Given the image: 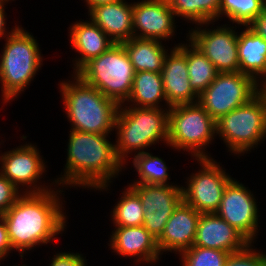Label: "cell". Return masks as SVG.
<instances>
[{
	"label": "cell",
	"mask_w": 266,
	"mask_h": 266,
	"mask_svg": "<svg viewBox=\"0 0 266 266\" xmlns=\"http://www.w3.org/2000/svg\"><path fill=\"white\" fill-rule=\"evenodd\" d=\"M63 190L55 186L46 192L22 193L2 214L12 248L22 260L27 251L57 241L56 237L65 232L68 217L64 212Z\"/></svg>",
	"instance_id": "cell-1"
},
{
	"label": "cell",
	"mask_w": 266,
	"mask_h": 266,
	"mask_svg": "<svg viewBox=\"0 0 266 266\" xmlns=\"http://www.w3.org/2000/svg\"><path fill=\"white\" fill-rule=\"evenodd\" d=\"M66 164L54 181L59 187L109 191L113 179L126 170L108 134L69 131ZM124 169V170H123ZM63 174V175H62Z\"/></svg>",
	"instance_id": "cell-2"
},
{
	"label": "cell",
	"mask_w": 266,
	"mask_h": 266,
	"mask_svg": "<svg viewBox=\"0 0 266 266\" xmlns=\"http://www.w3.org/2000/svg\"><path fill=\"white\" fill-rule=\"evenodd\" d=\"M71 75L58 84L70 130L112 135L120 105L78 75Z\"/></svg>",
	"instance_id": "cell-3"
},
{
	"label": "cell",
	"mask_w": 266,
	"mask_h": 266,
	"mask_svg": "<svg viewBox=\"0 0 266 266\" xmlns=\"http://www.w3.org/2000/svg\"><path fill=\"white\" fill-rule=\"evenodd\" d=\"M168 127L169 108L120 106L115 120L114 144L116 155L125 168L129 154L144 153L145 149L161 142L167 145Z\"/></svg>",
	"instance_id": "cell-4"
},
{
	"label": "cell",
	"mask_w": 266,
	"mask_h": 266,
	"mask_svg": "<svg viewBox=\"0 0 266 266\" xmlns=\"http://www.w3.org/2000/svg\"><path fill=\"white\" fill-rule=\"evenodd\" d=\"M0 55L1 103L7 105L25 92L43 66L39 42L19 25L5 39Z\"/></svg>",
	"instance_id": "cell-5"
},
{
	"label": "cell",
	"mask_w": 266,
	"mask_h": 266,
	"mask_svg": "<svg viewBox=\"0 0 266 266\" xmlns=\"http://www.w3.org/2000/svg\"><path fill=\"white\" fill-rule=\"evenodd\" d=\"M216 136L237 157L261 145L266 139V93L261 90L246 104L220 117Z\"/></svg>",
	"instance_id": "cell-6"
},
{
	"label": "cell",
	"mask_w": 266,
	"mask_h": 266,
	"mask_svg": "<svg viewBox=\"0 0 266 266\" xmlns=\"http://www.w3.org/2000/svg\"><path fill=\"white\" fill-rule=\"evenodd\" d=\"M214 138L216 121L198 102L169 108L167 147L191 153L194 159L212 158L206 150Z\"/></svg>",
	"instance_id": "cell-7"
},
{
	"label": "cell",
	"mask_w": 266,
	"mask_h": 266,
	"mask_svg": "<svg viewBox=\"0 0 266 266\" xmlns=\"http://www.w3.org/2000/svg\"><path fill=\"white\" fill-rule=\"evenodd\" d=\"M76 75L122 105L131 94L135 71L123 45L114 43L106 52L87 62Z\"/></svg>",
	"instance_id": "cell-8"
},
{
	"label": "cell",
	"mask_w": 266,
	"mask_h": 266,
	"mask_svg": "<svg viewBox=\"0 0 266 266\" xmlns=\"http://www.w3.org/2000/svg\"><path fill=\"white\" fill-rule=\"evenodd\" d=\"M262 90L252 77L241 72L218 73L199 95L198 103L217 121L235 108L246 104Z\"/></svg>",
	"instance_id": "cell-9"
},
{
	"label": "cell",
	"mask_w": 266,
	"mask_h": 266,
	"mask_svg": "<svg viewBox=\"0 0 266 266\" xmlns=\"http://www.w3.org/2000/svg\"><path fill=\"white\" fill-rule=\"evenodd\" d=\"M195 160L200 169L186 178L185 186L181 185L183 202L201 214L216 213L225 187L233 177L214 158Z\"/></svg>",
	"instance_id": "cell-10"
},
{
	"label": "cell",
	"mask_w": 266,
	"mask_h": 266,
	"mask_svg": "<svg viewBox=\"0 0 266 266\" xmlns=\"http://www.w3.org/2000/svg\"><path fill=\"white\" fill-rule=\"evenodd\" d=\"M213 23L191 27L186 38L212 62L219 73L239 72L237 26L218 24L213 27L216 24Z\"/></svg>",
	"instance_id": "cell-11"
},
{
	"label": "cell",
	"mask_w": 266,
	"mask_h": 266,
	"mask_svg": "<svg viewBox=\"0 0 266 266\" xmlns=\"http://www.w3.org/2000/svg\"><path fill=\"white\" fill-rule=\"evenodd\" d=\"M40 153L37 145L31 142L4 151V153H0V173L13 183L21 193L49 191L53 189L51 186L57 185L54 180L50 185L39 182L47 172L46 162Z\"/></svg>",
	"instance_id": "cell-12"
},
{
	"label": "cell",
	"mask_w": 266,
	"mask_h": 266,
	"mask_svg": "<svg viewBox=\"0 0 266 266\" xmlns=\"http://www.w3.org/2000/svg\"><path fill=\"white\" fill-rule=\"evenodd\" d=\"M248 188L232 178L225 187L216 214L239 231L250 243H254L260 230V208L255 195Z\"/></svg>",
	"instance_id": "cell-13"
},
{
	"label": "cell",
	"mask_w": 266,
	"mask_h": 266,
	"mask_svg": "<svg viewBox=\"0 0 266 266\" xmlns=\"http://www.w3.org/2000/svg\"><path fill=\"white\" fill-rule=\"evenodd\" d=\"M144 207L143 226L158 240L174 210L183 201L182 187L177 184H128Z\"/></svg>",
	"instance_id": "cell-14"
},
{
	"label": "cell",
	"mask_w": 266,
	"mask_h": 266,
	"mask_svg": "<svg viewBox=\"0 0 266 266\" xmlns=\"http://www.w3.org/2000/svg\"><path fill=\"white\" fill-rule=\"evenodd\" d=\"M174 12L167 0L133 2V37L170 41L176 35Z\"/></svg>",
	"instance_id": "cell-15"
},
{
	"label": "cell",
	"mask_w": 266,
	"mask_h": 266,
	"mask_svg": "<svg viewBox=\"0 0 266 266\" xmlns=\"http://www.w3.org/2000/svg\"><path fill=\"white\" fill-rule=\"evenodd\" d=\"M161 74L163 90L169 107L198 102L199 95L189 82L187 43L181 42L171 47L164 59Z\"/></svg>",
	"instance_id": "cell-16"
},
{
	"label": "cell",
	"mask_w": 266,
	"mask_h": 266,
	"mask_svg": "<svg viewBox=\"0 0 266 266\" xmlns=\"http://www.w3.org/2000/svg\"><path fill=\"white\" fill-rule=\"evenodd\" d=\"M111 231L108 246L120 257H132L134 264L155 265L162 256L156 238L142 226H114ZM160 259V260H159ZM139 262V263H138Z\"/></svg>",
	"instance_id": "cell-17"
},
{
	"label": "cell",
	"mask_w": 266,
	"mask_h": 266,
	"mask_svg": "<svg viewBox=\"0 0 266 266\" xmlns=\"http://www.w3.org/2000/svg\"><path fill=\"white\" fill-rule=\"evenodd\" d=\"M201 213L183 201L167 221L161 237L157 240L161 255L180 254L193 246Z\"/></svg>",
	"instance_id": "cell-18"
},
{
	"label": "cell",
	"mask_w": 266,
	"mask_h": 266,
	"mask_svg": "<svg viewBox=\"0 0 266 266\" xmlns=\"http://www.w3.org/2000/svg\"><path fill=\"white\" fill-rule=\"evenodd\" d=\"M250 242L216 213L201 214L193 246L229 253L244 249Z\"/></svg>",
	"instance_id": "cell-19"
},
{
	"label": "cell",
	"mask_w": 266,
	"mask_h": 266,
	"mask_svg": "<svg viewBox=\"0 0 266 266\" xmlns=\"http://www.w3.org/2000/svg\"><path fill=\"white\" fill-rule=\"evenodd\" d=\"M68 29L70 47L79 54H76V58L72 60V74H76L87 62L97 58L114 44L90 19L77 20Z\"/></svg>",
	"instance_id": "cell-20"
},
{
	"label": "cell",
	"mask_w": 266,
	"mask_h": 266,
	"mask_svg": "<svg viewBox=\"0 0 266 266\" xmlns=\"http://www.w3.org/2000/svg\"><path fill=\"white\" fill-rule=\"evenodd\" d=\"M87 13L88 18L115 44H121L133 37V2L118 0L94 6Z\"/></svg>",
	"instance_id": "cell-21"
},
{
	"label": "cell",
	"mask_w": 266,
	"mask_h": 266,
	"mask_svg": "<svg viewBox=\"0 0 266 266\" xmlns=\"http://www.w3.org/2000/svg\"><path fill=\"white\" fill-rule=\"evenodd\" d=\"M238 32L239 72L252 76L261 86L266 83V40L249 26Z\"/></svg>",
	"instance_id": "cell-22"
},
{
	"label": "cell",
	"mask_w": 266,
	"mask_h": 266,
	"mask_svg": "<svg viewBox=\"0 0 266 266\" xmlns=\"http://www.w3.org/2000/svg\"><path fill=\"white\" fill-rule=\"evenodd\" d=\"M120 106L170 108L163 90L162 74L150 71L135 72L131 94L126 103Z\"/></svg>",
	"instance_id": "cell-23"
},
{
	"label": "cell",
	"mask_w": 266,
	"mask_h": 266,
	"mask_svg": "<svg viewBox=\"0 0 266 266\" xmlns=\"http://www.w3.org/2000/svg\"><path fill=\"white\" fill-rule=\"evenodd\" d=\"M121 44L126 50L135 72H162L164 59L170 50L166 49L163 42L132 37Z\"/></svg>",
	"instance_id": "cell-24"
},
{
	"label": "cell",
	"mask_w": 266,
	"mask_h": 266,
	"mask_svg": "<svg viewBox=\"0 0 266 266\" xmlns=\"http://www.w3.org/2000/svg\"><path fill=\"white\" fill-rule=\"evenodd\" d=\"M175 17L192 25L219 20L221 0H167Z\"/></svg>",
	"instance_id": "cell-25"
},
{
	"label": "cell",
	"mask_w": 266,
	"mask_h": 266,
	"mask_svg": "<svg viewBox=\"0 0 266 266\" xmlns=\"http://www.w3.org/2000/svg\"><path fill=\"white\" fill-rule=\"evenodd\" d=\"M132 165L137 172L138 178L133 180L131 184H155V185H168L171 176L169 166L166 165L165 160L160 156L153 155L149 151L133 155ZM170 176V177H169ZM169 181V182H168Z\"/></svg>",
	"instance_id": "cell-26"
},
{
	"label": "cell",
	"mask_w": 266,
	"mask_h": 266,
	"mask_svg": "<svg viewBox=\"0 0 266 266\" xmlns=\"http://www.w3.org/2000/svg\"><path fill=\"white\" fill-rule=\"evenodd\" d=\"M187 66L190 84L193 90L200 95L219 73L212 62L188 39Z\"/></svg>",
	"instance_id": "cell-27"
},
{
	"label": "cell",
	"mask_w": 266,
	"mask_h": 266,
	"mask_svg": "<svg viewBox=\"0 0 266 266\" xmlns=\"http://www.w3.org/2000/svg\"><path fill=\"white\" fill-rule=\"evenodd\" d=\"M119 197L116 205L110 212L113 226H142L144 207L139 196L127 185Z\"/></svg>",
	"instance_id": "cell-28"
},
{
	"label": "cell",
	"mask_w": 266,
	"mask_h": 266,
	"mask_svg": "<svg viewBox=\"0 0 266 266\" xmlns=\"http://www.w3.org/2000/svg\"><path fill=\"white\" fill-rule=\"evenodd\" d=\"M266 0H221L219 18H228V23L248 26L264 9Z\"/></svg>",
	"instance_id": "cell-29"
},
{
	"label": "cell",
	"mask_w": 266,
	"mask_h": 266,
	"mask_svg": "<svg viewBox=\"0 0 266 266\" xmlns=\"http://www.w3.org/2000/svg\"><path fill=\"white\" fill-rule=\"evenodd\" d=\"M229 254L218 249L192 246L178 256L182 266H224Z\"/></svg>",
	"instance_id": "cell-30"
},
{
	"label": "cell",
	"mask_w": 266,
	"mask_h": 266,
	"mask_svg": "<svg viewBox=\"0 0 266 266\" xmlns=\"http://www.w3.org/2000/svg\"><path fill=\"white\" fill-rule=\"evenodd\" d=\"M254 244L249 243L244 249L230 253L224 266H264L266 253L261 249L258 251Z\"/></svg>",
	"instance_id": "cell-31"
},
{
	"label": "cell",
	"mask_w": 266,
	"mask_h": 266,
	"mask_svg": "<svg viewBox=\"0 0 266 266\" xmlns=\"http://www.w3.org/2000/svg\"><path fill=\"white\" fill-rule=\"evenodd\" d=\"M21 194V191L0 173V215L4 214Z\"/></svg>",
	"instance_id": "cell-32"
},
{
	"label": "cell",
	"mask_w": 266,
	"mask_h": 266,
	"mask_svg": "<svg viewBox=\"0 0 266 266\" xmlns=\"http://www.w3.org/2000/svg\"><path fill=\"white\" fill-rule=\"evenodd\" d=\"M49 266H84L87 263L86 256L77 252H58L53 254Z\"/></svg>",
	"instance_id": "cell-33"
},
{
	"label": "cell",
	"mask_w": 266,
	"mask_h": 266,
	"mask_svg": "<svg viewBox=\"0 0 266 266\" xmlns=\"http://www.w3.org/2000/svg\"><path fill=\"white\" fill-rule=\"evenodd\" d=\"M13 251L6 221L4 217L0 215V261H4L8 256H10L11 252L13 253Z\"/></svg>",
	"instance_id": "cell-34"
},
{
	"label": "cell",
	"mask_w": 266,
	"mask_h": 266,
	"mask_svg": "<svg viewBox=\"0 0 266 266\" xmlns=\"http://www.w3.org/2000/svg\"><path fill=\"white\" fill-rule=\"evenodd\" d=\"M248 26L266 40V8Z\"/></svg>",
	"instance_id": "cell-35"
},
{
	"label": "cell",
	"mask_w": 266,
	"mask_h": 266,
	"mask_svg": "<svg viewBox=\"0 0 266 266\" xmlns=\"http://www.w3.org/2000/svg\"><path fill=\"white\" fill-rule=\"evenodd\" d=\"M6 3L0 2V40L3 38L5 39L9 34H11L19 25L13 26V28H11V30H9V27L7 28V21L8 19H6L7 17V13L5 11L6 9ZM9 31H8V30Z\"/></svg>",
	"instance_id": "cell-36"
},
{
	"label": "cell",
	"mask_w": 266,
	"mask_h": 266,
	"mask_svg": "<svg viewBox=\"0 0 266 266\" xmlns=\"http://www.w3.org/2000/svg\"><path fill=\"white\" fill-rule=\"evenodd\" d=\"M118 0H84L85 5H86V9H88V11L93 8L94 6H99V5H103V4H107L110 2H115Z\"/></svg>",
	"instance_id": "cell-37"
},
{
	"label": "cell",
	"mask_w": 266,
	"mask_h": 266,
	"mask_svg": "<svg viewBox=\"0 0 266 266\" xmlns=\"http://www.w3.org/2000/svg\"><path fill=\"white\" fill-rule=\"evenodd\" d=\"M15 1V0H0V2L8 4V2Z\"/></svg>",
	"instance_id": "cell-38"
},
{
	"label": "cell",
	"mask_w": 266,
	"mask_h": 266,
	"mask_svg": "<svg viewBox=\"0 0 266 266\" xmlns=\"http://www.w3.org/2000/svg\"><path fill=\"white\" fill-rule=\"evenodd\" d=\"M262 90L266 93V83L262 86Z\"/></svg>",
	"instance_id": "cell-39"
},
{
	"label": "cell",
	"mask_w": 266,
	"mask_h": 266,
	"mask_svg": "<svg viewBox=\"0 0 266 266\" xmlns=\"http://www.w3.org/2000/svg\"><path fill=\"white\" fill-rule=\"evenodd\" d=\"M4 142H5V141L2 140V141L0 142V146H1V144L4 145V144H3Z\"/></svg>",
	"instance_id": "cell-40"
},
{
	"label": "cell",
	"mask_w": 266,
	"mask_h": 266,
	"mask_svg": "<svg viewBox=\"0 0 266 266\" xmlns=\"http://www.w3.org/2000/svg\"><path fill=\"white\" fill-rule=\"evenodd\" d=\"M13 266H19V265H13ZM20 266H27L26 264L20 265Z\"/></svg>",
	"instance_id": "cell-41"
}]
</instances>
